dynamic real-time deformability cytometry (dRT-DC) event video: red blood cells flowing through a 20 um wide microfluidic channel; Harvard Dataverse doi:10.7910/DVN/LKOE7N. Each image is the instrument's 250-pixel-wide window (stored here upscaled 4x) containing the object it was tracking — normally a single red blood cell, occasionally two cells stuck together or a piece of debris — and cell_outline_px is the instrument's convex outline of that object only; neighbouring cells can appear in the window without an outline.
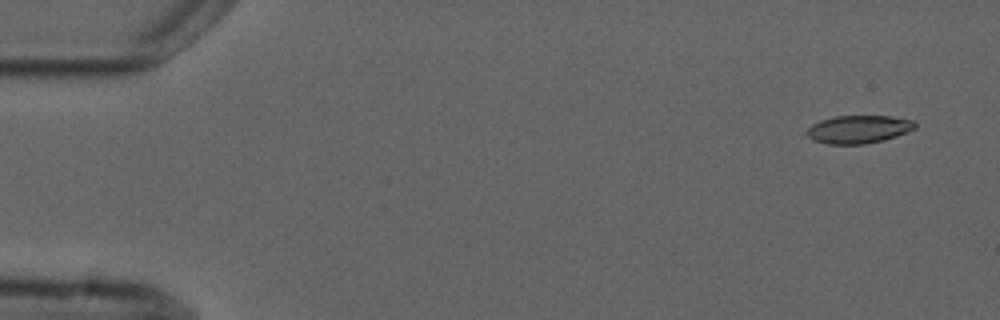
{"species": "common noctule bat (a hibernating species)", "species_latin": "Nyctalus noctula", "temperature_condition": "cold", "stored_images_in_passage": 5, "segment_of_instrument_passage": [1, 2], "camera_frame_rate_fps": 3000, "um_per_image_px": 0.085, "animal": {"sex": "male", "forearm_length_mm": 52.5}, "frame": {"image": 1, "passage_image": 1, "time_ms": 0.0, "image_size_px": [1000, 320], "cell_outline_px": [[916, 128], [908, 132], [884, 140], [864, 144], [828, 144], [812, 140], [804, 132], [812, 124], [820, 120], [836, 116], [892, 116], [912, 120], [916, 124]], "centroid_in_image_um": [72.96, 10.99], "position_along_channel_um": 12.0, "area_um2": 17.74}}
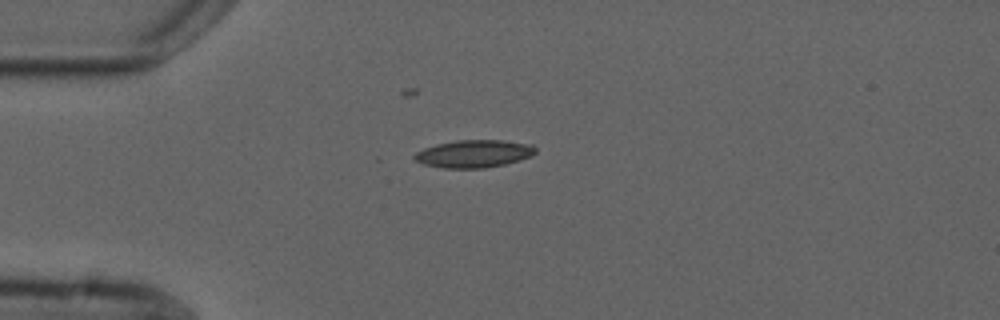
{"frame": {"image": 2, "passage_image": 4, "time_ms": 3.667, "image_size_px": [1000, 320], "cell_outline_px": [[536, 152], [532, 156], [520, 160], [504, 164], [484, 168], [444, 168], [424, 164], [416, 160], [412, 156], [416, 152], [424, 148], [436, 144], [456, 140], [504, 140], [532, 144], [536, 148]], "centroid_in_image_um": [40.3, 13.06], "position_along_channel_um": 44.7, "area_um2": 19.54}}